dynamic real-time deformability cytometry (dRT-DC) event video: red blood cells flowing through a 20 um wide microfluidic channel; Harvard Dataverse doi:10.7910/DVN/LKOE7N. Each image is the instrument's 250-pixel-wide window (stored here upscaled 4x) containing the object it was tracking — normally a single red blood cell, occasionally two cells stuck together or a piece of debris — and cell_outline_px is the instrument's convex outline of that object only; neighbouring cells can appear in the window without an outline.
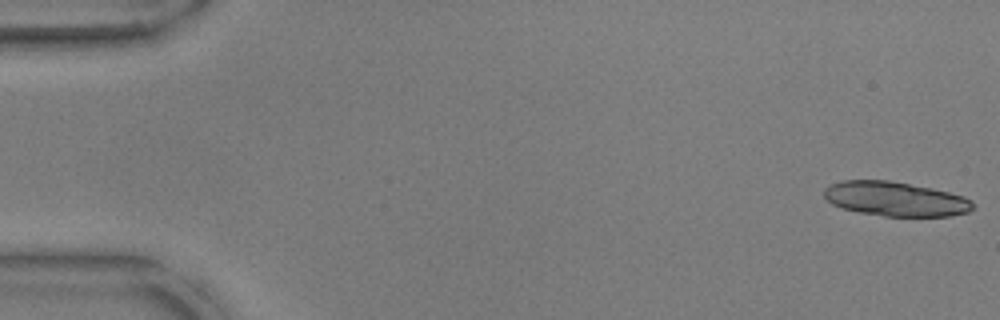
{"species": "common noctule bat (a hibernating species)", "species_latin": "Nyctalus noctula", "temperature_condition": "warm", "stored_images_in_passage": 53, "camera_frame_rate_fps": 3000, "um_per_image_px": 0.085, "animal": {"sex": "male", "body_mass_g": 17.9, "forearm_length_mm": 54.2}, "frame": {"image": 1, "passage_image": 1, "time_ms": 0.0, "image_size_px": [1000, 320], "cell_outline_px": [[976, 208], [968, 212], [948, 216], [884, 216], [860, 212], [844, 208], [832, 204], [824, 196], [824, 188], [840, 180], [888, 180], [932, 188], [964, 196], [972, 200], [976, 204]], "centroid_in_image_um": [76.15, 16.91], "position_along_channel_um": 8.8, "area_um2": 29.88}}
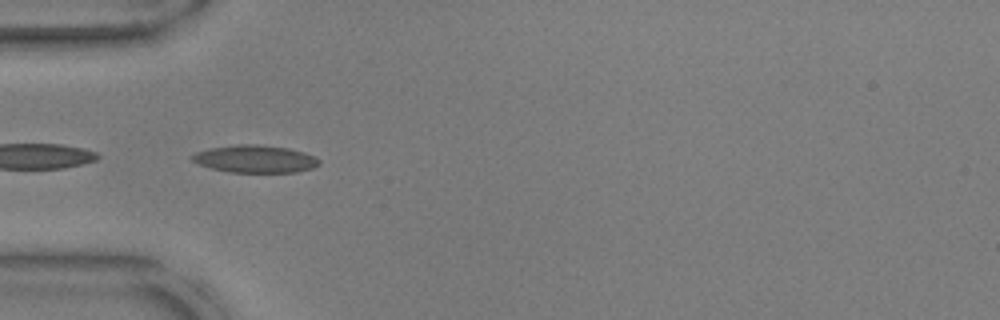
{"frame": {"image": 2, "passage_image": 17, "time_ms": 5.333, "image_size_px": [1000, 320], "cell_outline_px": [[320, 164], [312, 168], [296, 172], [228, 172], [212, 168], [200, 164], [192, 160], [192, 156], [196, 152], [208, 148], [236, 144], [260, 144], [288, 148], [304, 152], [316, 156], [320, 160]], "centroid_in_image_um": [21.72, 13.5], "position_along_channel_um": 63.3, "area_um2": 20.4}, "authors_computed_cell_mechanics": {"area_um2": 19.074, "velocity_mm_per_s": 3.7944, "shape_relaxation_time_tau1_ms": 11.3307, "shape_relaxation_time_tau2_ms": 1.1794, "deformation_change_tau1": 0.2823, "deformation_change_tau2": 0.0837}}